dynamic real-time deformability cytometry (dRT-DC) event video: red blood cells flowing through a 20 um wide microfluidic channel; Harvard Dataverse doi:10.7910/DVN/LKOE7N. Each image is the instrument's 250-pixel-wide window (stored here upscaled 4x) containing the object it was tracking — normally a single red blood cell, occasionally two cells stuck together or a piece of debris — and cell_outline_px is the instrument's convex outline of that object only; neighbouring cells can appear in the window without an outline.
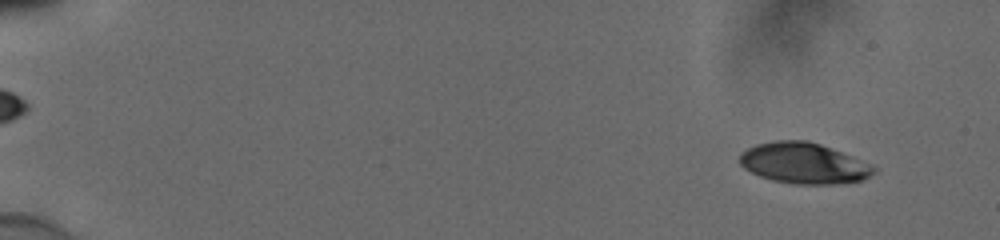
{"species": "human", "species_latin": "Homo sapiens", "temperature_condition": "cold", "stored_images_in_passage": 55, "camera_frame_rate_fps": 3000, "um_per_image_px": 0.085, "donor": {"sex": "male"}, "frame": {"image": 1, "passage_image": 5, "time_ms": 1.333, "image_size_px": [1000, 240], "cell_outline_px": [[876, 172], [860, 180], [836, 184], [796, 184], [772, 180], [760, 176], [744, 168], [740, 164], [740, 152], [756, 144], [772, 140], [808, 140], [820, 144], [872, 164], [876, 168]], "centroid_in_image_um": [68.3, 13.86], "position_along_channel_um": 16.7, "area_um2": 31.85}}
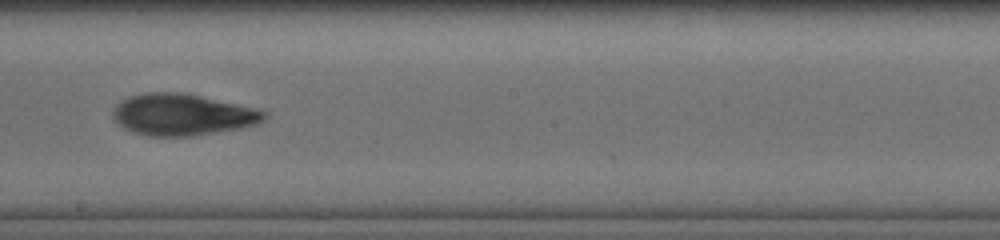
{"frame": {"image": 2, "passage_image": 34, "time_ms": 11.0, "image_size_px": [1000, 240], "cell_outline_px": [[268, 116], [264, 120], [256, 124], [240, 128], [192, 136], [148, 136], [132, 132], [124, 128], [112, 120], [112, 112], [116, 104], [128, 96], [148, 92], [180, 92], [200, 96], [256, 108], [268, 112]], "centroid_in_image_um": [15.47, 9.75], "position_along_channel_um": 232.7, "area_um2": 36.76}}
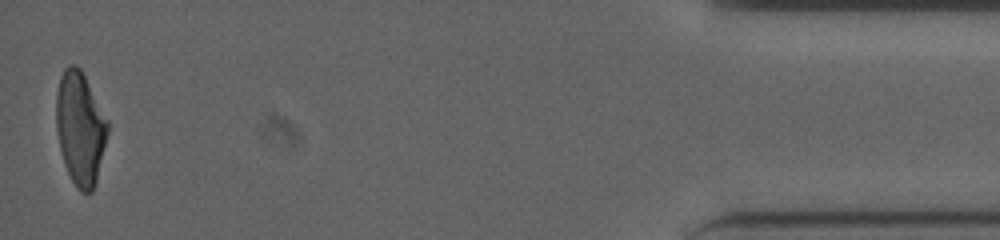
{"frame": {"image": 3, "passage_image": 55, "time_ms": 18.0, "image_size_px": [1000, 240], "cell_outline_px": [[108, 132], [96, 180], [92, 192], [80, 192], [76, 188], [64, 164], [60, 148], [56, 128], [56, 92], [60, 76], [64, 68], [68, 64], [76, 64], [80, 68], [108, 120]], "centroid_in_image_um": [6.8, 10.87], "position_along_channel_um": 428.4, "area_um2": 33.76}, "authors_computed_cell_mechanics": {"area_um2": 34.5644, "velocity_mm_per_s": 3.8687, "shape_relaxation_time_tau1_ms": 5.7989, "shape_relaxation_time_tau2_ms": 2.3903, "deformation_change_tau1": 0.1958, "deformation_change_tau2": 0.0886}}